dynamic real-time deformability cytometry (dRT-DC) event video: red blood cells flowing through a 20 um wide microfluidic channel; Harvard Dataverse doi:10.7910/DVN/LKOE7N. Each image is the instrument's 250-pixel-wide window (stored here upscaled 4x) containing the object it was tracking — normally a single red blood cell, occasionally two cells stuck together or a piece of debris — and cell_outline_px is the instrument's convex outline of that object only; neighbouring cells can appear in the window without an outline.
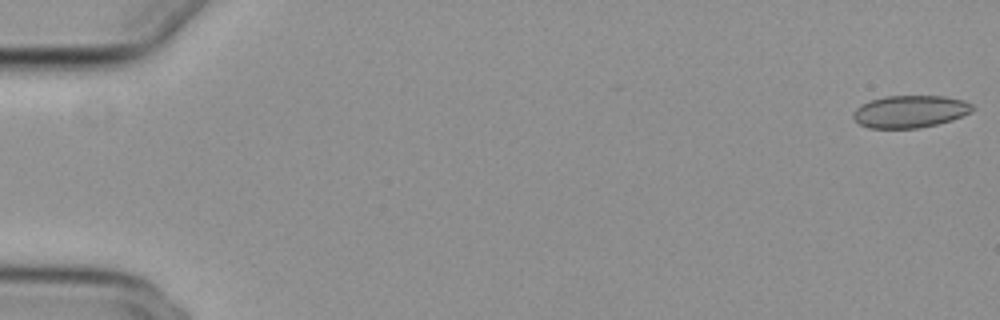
{"species": "common noctule bat (a hibernating species)", "species_latin": "Nyctalus noctula", "temperature_condition": "cold", "stored_images_in_passage": 54, "camera_frame_rate_fps": 3000, "um_per_image_px": 0.085, "animal": {"sex": "female", "body_mass_g": 29.2, "forearm_length_mm": 56.3}, "frame": {"image": 1, "passage_image": 1, "time_ms": 0.0, "image_size_px": [1000, 320], "cell_outline_px": [[976, 108], [972, 112], [952, 120], [936, 124], [916, 128], [868, 128], [860, 124], [852, 116], [852, 112], [860, 104], [884, 96], [944, 96], [964, 100], [972, 104]], "centroid_in_image_um": [77.37, 9.47], "position_along_channel_um": 7.6, "area_um2": 22.54}}
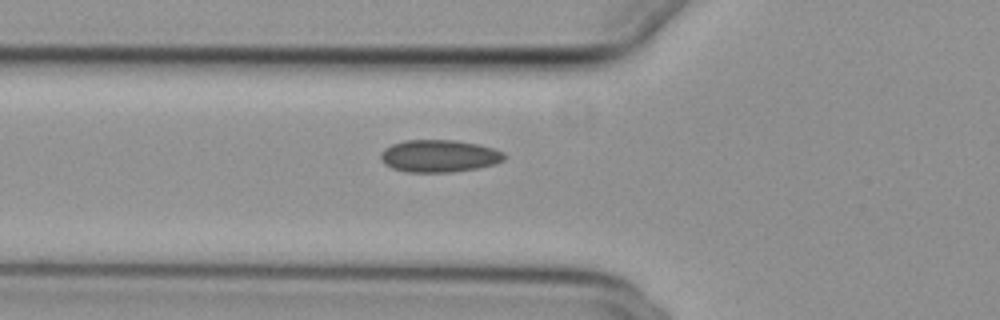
{"frame": {"image": 2, "passage_image": 20, "time_ms": 6.333, "image_size_px": [1000, 320], "cell_outline_px": [[508, 156], [504, 160], [496, 164], [476, 168], [452, 172], [408, 172], [392, 168], [384, 164], [380, 160], [380, 152], [384, 148], [392, 144], [404, 140], [456, 140], [476, 144], [492, 148], [504, 152]], "centroid_in_image_um": [37.32, 13.26], "position_along_channel_um": 88.5, "area_um2": 23.47}}
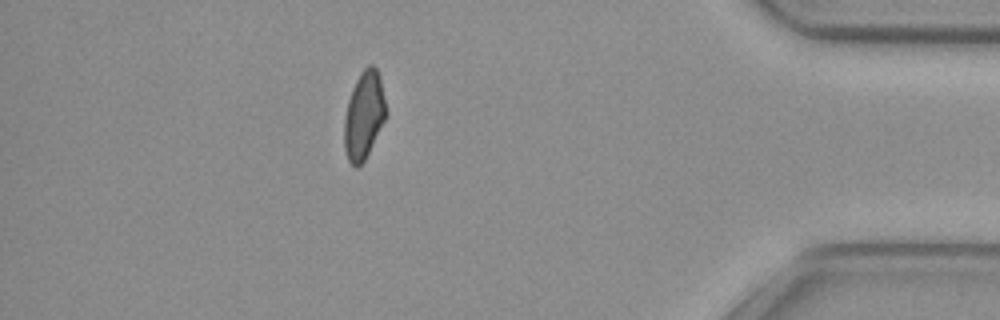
{"frame": {"image": 3, "passage_image": 48, "time_ms": 15.667, "image_size_px": [1000, 320], "cell_outline_px": [[388, 116], [364, 160], [356, 168], [348, 160], [344, 148], [344, 120], [348, 100], [352, 88], [360, 72], [368, 64], [372, 64], [376, 68], [380, 76], [388, 112]], "centroid_in_image_um": [30.96, 9.77], "position_along_channel_um": 404.2, "area_um2": 21.62}, "authors_computed_cell_mechanics": {"area_um2": 22.5131, "velocity_mm_per_s": 3.847, "shape_relaxation_time_tau1_ms": null, "shape_relaxation_time_tau2_ms": 1.4778, "deformation_change_tau1": null, "deformation_change_tau2": 0.0731}}